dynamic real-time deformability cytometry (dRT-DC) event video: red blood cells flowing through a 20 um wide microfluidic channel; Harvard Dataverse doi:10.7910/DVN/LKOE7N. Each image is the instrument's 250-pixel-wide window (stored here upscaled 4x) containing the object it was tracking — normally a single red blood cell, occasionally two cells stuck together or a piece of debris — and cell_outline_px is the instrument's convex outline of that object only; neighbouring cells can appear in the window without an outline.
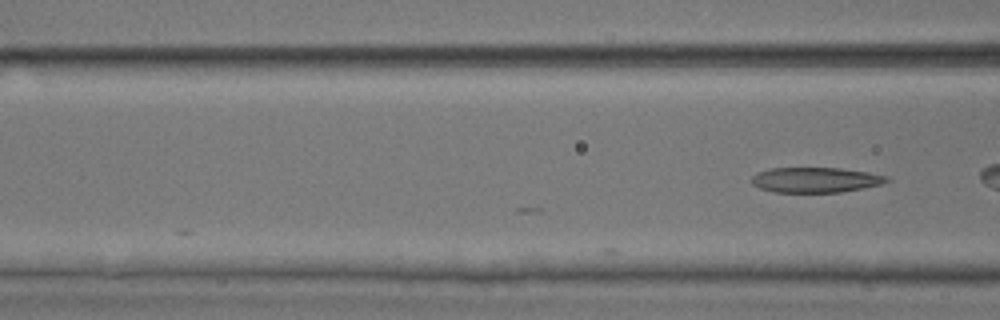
{"species": "common noctule bat (a hibernating species)", "species_latin": "Nyctalus noctula", "temperature_condition": "room temperature", "stored_images_in_passage": 5, "camera_frame_rate_fps": 3000, "um_per_image_px": 0.085, "animal": {"sex": "male", "body_mass_g": 17.9, "forearm_length_mm": 54.2}, "frame": {"image": 1, "passage_image": 5, "time_ms": 1.333, "image_size_px": [1000, 320], "cell_outline_px": [[892, 180], [880, 184], [864, 188], [840, 192], [776, 192], [760, 188], [752, 184], [752, 176], [756, 172], [768, 168], [840, 168], [868, 172], [888, 176]], "centroid_in_image_um": [69.32, 15.28], "position_along_channel_um": 97.3, "area_um2": 19.88}}